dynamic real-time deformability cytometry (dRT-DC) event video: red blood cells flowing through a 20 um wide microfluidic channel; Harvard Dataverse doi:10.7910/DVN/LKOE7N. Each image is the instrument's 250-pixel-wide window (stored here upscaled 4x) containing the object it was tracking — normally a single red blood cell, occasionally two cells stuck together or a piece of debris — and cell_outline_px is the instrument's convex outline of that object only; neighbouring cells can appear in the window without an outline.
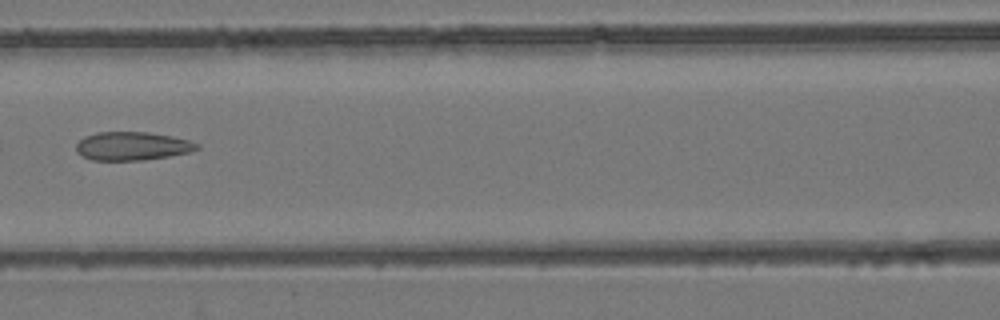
{"species": "common noctule bat (a hibernating species)", "species_latin": "Nyctalus noctula", "temperature_condition": "room temperature", "stored_images_in_passage": 4, "camera_frame_rate_fps": 3000, "um_per_image_px": 0.085, "animal": {"sex": "female", "body_mass_g": 24.6, "forearm_length_mm": 56.2}, "frame": {"image": 1, "passage_image": 4, "time_ms": 3.667, "image_size_px": [1000, 320], "cell_outline_px": [[200, 148], [188, 152], [168, 156], [144, 160], [92, 160], [80, 156], [76, 152], [76, 144], [84, 136], [96, 132], [148, 132], [172, 136], [188, 140], [200, 144]], "centroid_in_image_um": [11.21, 12.41], "position_along_channel_um": 155.4, "area_um2": 20.11}}